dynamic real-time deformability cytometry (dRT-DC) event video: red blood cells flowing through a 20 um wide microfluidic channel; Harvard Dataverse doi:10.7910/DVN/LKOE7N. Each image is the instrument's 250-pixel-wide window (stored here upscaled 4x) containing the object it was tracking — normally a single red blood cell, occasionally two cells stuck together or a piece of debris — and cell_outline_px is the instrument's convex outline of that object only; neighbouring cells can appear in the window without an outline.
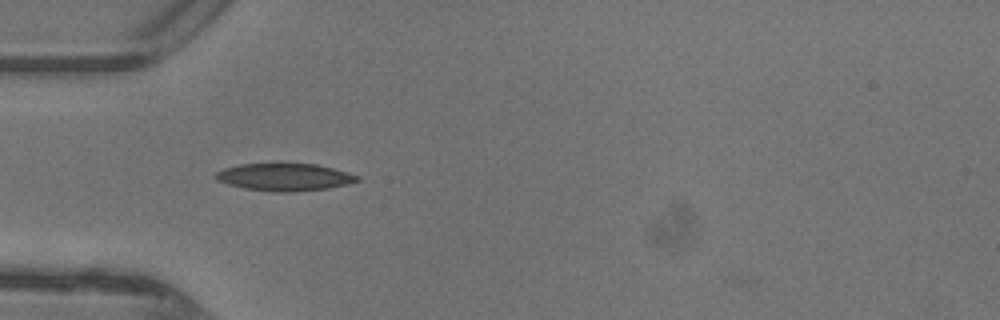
{"species": "common noctule bat (a hibernating species)", "species_latin": "Nyctalus noctula", "temperature_condition": "warm", "stored_images_in_passage": 35, "camera_frame_rate_fps": 3000, "um_per_image_px": 0.085, "animal": {"sex": "female"}, "frame": {"image": 1, "passage_image": 3, "time_ms": 0.667, "image_size_px": [1000, 320], "cell_outline_px": [[360, 180], [328, 188], [292, 192], [272, 192], [244, 188], [228, 184], [216, 180], [216, 172], [224, 168], [240, 164], [280, 160], [316, 164], [332, 168], [360, 176]], "centroid_in_image_um": [24.14, 15.0], "position_along_channel_um": 60.9, "area_um2": 23.47}}
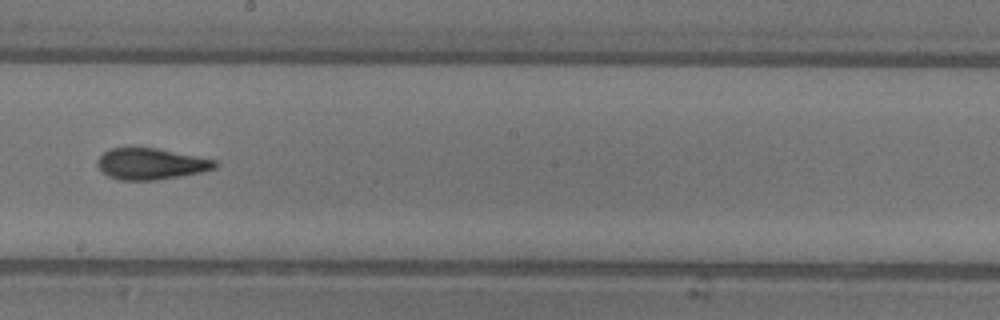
{"frame": {"image": 2, "passage_image": 15, "time_ms": 4.667, "image_size_px": [1000, 320], "cell_outline_px": [[216, 168], [200, 172], [180, 176], [156, 180], [120, 180], [108, 176], [96, 164], [96, 160], [104, 152], [112, 148], [156, 148], [216, 160]], "centroid_in_image_um": [12.8, 13.93], "position_along_channel_um": 235.4, "area_um2": 21.15}}
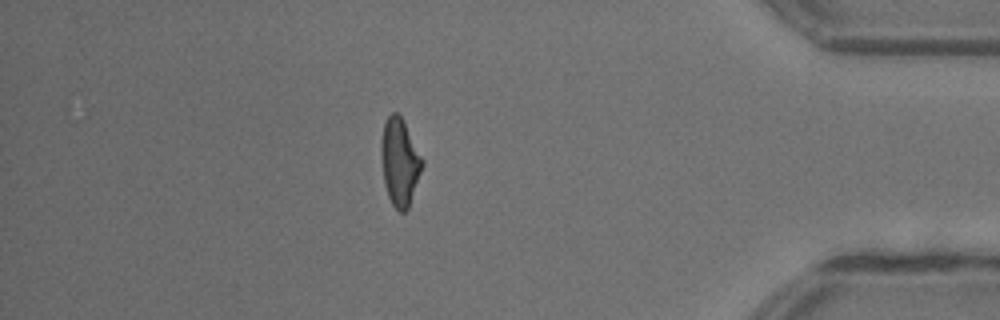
{"frame": {"image": 3, "passage_image": 29, "time_ms": 9.333, "image_size_px": [1000, 320], "cell_outline_px": [[424, 164], [408, 208], [404, 212], [400, 212], [392, 204], [388, 196], [384, 184], [380, 152], [380, 144], [384, 124], [388, 116], [392, 112], [396, 112], [404, 120], [424, 160]], "centroid_in_image_um": [33.98, 13.75], "position_along_channel_um": 401.2, "area_um2": 21.04}, "authors_computed_cell_mechanics": {"area_um2": 21.1548, "velocity_mm_per_s": 4.4088, "shape_relaxation_time_tau1_ms": 10.2024, "shape_relaxation_time_tau2_ms": 2.3644, "deformation_change_tau1": 0.2684, "deformation_change_tau2": 0.0883}}